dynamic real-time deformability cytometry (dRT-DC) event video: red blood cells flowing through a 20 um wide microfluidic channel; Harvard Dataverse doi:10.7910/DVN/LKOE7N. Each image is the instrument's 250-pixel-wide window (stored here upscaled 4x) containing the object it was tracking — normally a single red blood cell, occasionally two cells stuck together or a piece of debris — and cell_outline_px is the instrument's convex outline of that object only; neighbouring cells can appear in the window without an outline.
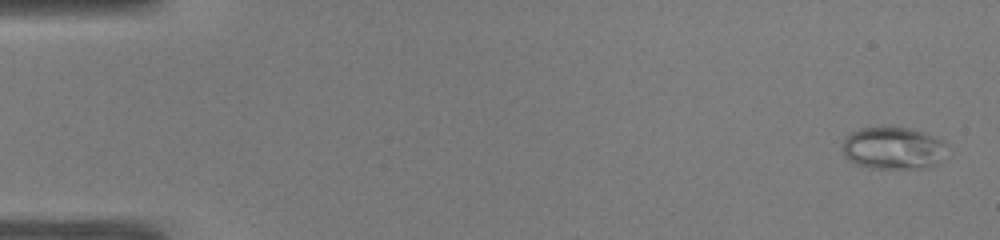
{"species": "common noctule bat (a hibernating species)", "species_latin": "Nyctalus noctula", "temperature_condition": "warm", "stored_images_in_passage": 10, "camera_frame_rate_fps": 3000, "um_per_image_px": 0.085, "animal": {"sex": "male", "body_mass_g": 19.0, "forearm_length_mm": 50.8}, "frame": {"image": 1, "passage_image": 2, "time_ms": 0.333, "image_size_px": [1000, 240], "cell_outline_px": [[944, 140], [940, 160], [936, 164], [924, 168], [872, 168], [856, 164], [848, 160], [844, 156], [840, 148], [844, 140], [852, 132], [860, 128], [908, 128], [924, 132]], "centroid_in_image_um": [75.85, 12.6], "position_along_channel_um": 9.2, "area_um2": 25.43}}